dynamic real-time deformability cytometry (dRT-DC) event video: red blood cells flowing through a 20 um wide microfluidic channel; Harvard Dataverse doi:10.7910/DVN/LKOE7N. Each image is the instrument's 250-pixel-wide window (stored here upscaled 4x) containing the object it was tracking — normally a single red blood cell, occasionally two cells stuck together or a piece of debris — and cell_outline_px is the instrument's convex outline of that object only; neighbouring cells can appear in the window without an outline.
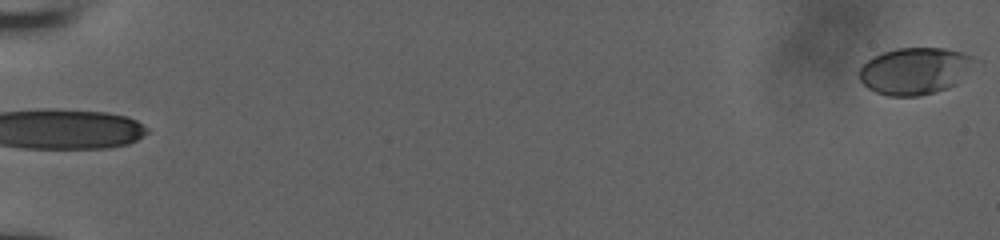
{"species": "human", "species_latin": "Homo sapiens", "temperature_condition": "room temperature", "stored_images_in_passage": 11, "segment_of_instrument_passage": [2, 2], "camera_frame_rate_fps": 3000, "um_per_image_px": 0.085, "donor": {"sex": "male"}, "frame": {"image": 1, "passage_image": 11, "time_ms": 7.667, "image_size_px": [1000, 240], "cell_outline_px": [[976, 60], [956, 84], [948, 88], [916, 96], [888, 96], [876, 92], [868, 88], [860, 80], [860, 68], [872, 56], [896, 48], [944, 48], [964, 52], [972, 56]], "centroid_in_image_um": [77.75, 6.02], "position_along_channel_um": 7.3, "area_um2": 31.21}}